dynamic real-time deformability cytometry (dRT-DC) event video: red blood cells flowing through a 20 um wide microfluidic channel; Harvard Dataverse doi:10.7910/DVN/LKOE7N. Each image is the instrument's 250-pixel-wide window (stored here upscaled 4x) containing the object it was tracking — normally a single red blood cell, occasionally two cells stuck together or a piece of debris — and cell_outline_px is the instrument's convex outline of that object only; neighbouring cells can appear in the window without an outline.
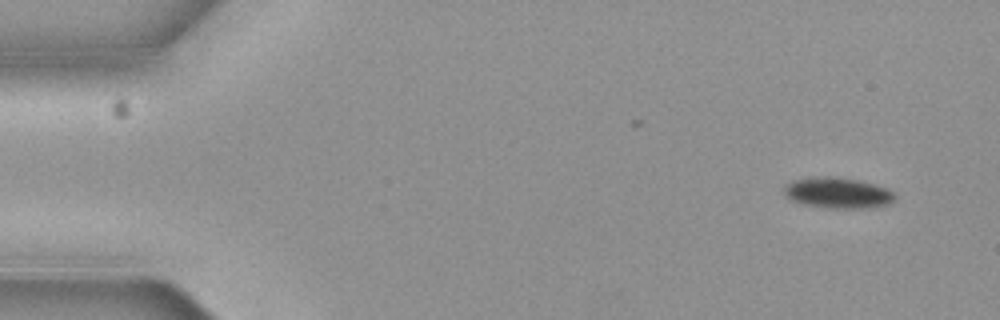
{"species": "common noctule bat (a hibernating species)", "species_latin": "Nyctalus noctula", "temperature_condition": "cold", "stored_images_in_passage": 8, "camera_frame_rate_fps": 3000, "um_per_image_px": 0.085, "animal": {"sex": "female", "body_mass_g": 19.3, "forearm_length_mm": 54.1}, "frame": {"image": 1, "passage_image": 1, "time_ms": 0.0, "image_size_px": [1000, 320], "cell_outline_px": [[896, 200], [888, 204], [868, 208], [828, 208], [804, 204], [792, 200], [784, 192], [784, 184], [792, 180], [808, 176], [836, 176], [856, 180], [872, 184], [884, 188], [892, 192], [896, 196]], "centroid_in_image_um": [71.17, 16.38], "position_along_channel_um": 13.8, "area_um2": 19.94}}
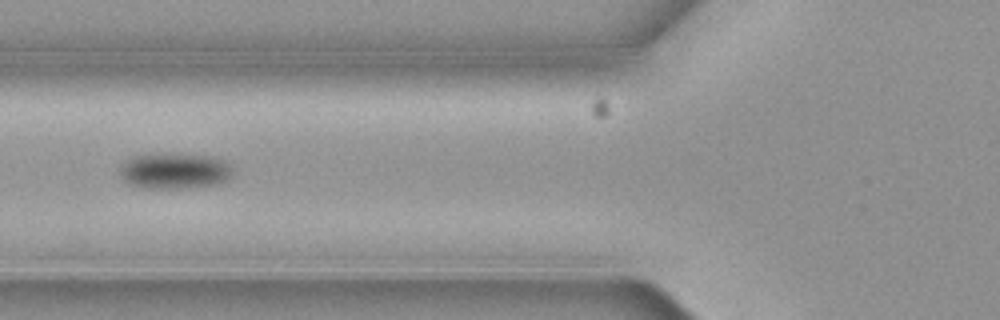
{"frame": {"image": 2, "passage_image": 6, "time_ms": 1.667, "image_size_px": [1000, 320], "cell_outline_px": [[232, 176], [228, 180], [216, 184], [180, 188], [148, 188], [132, 184], [124, 180], [120, 176], [120, 168], [128, 160], [136, 156], [212, 156], [224, 160], [228, 164], [232, 172]], "centroid_in_image_um": [14.89, 14.57], "position_along_channel_um": 110.9, "area_um2": 22.43}}
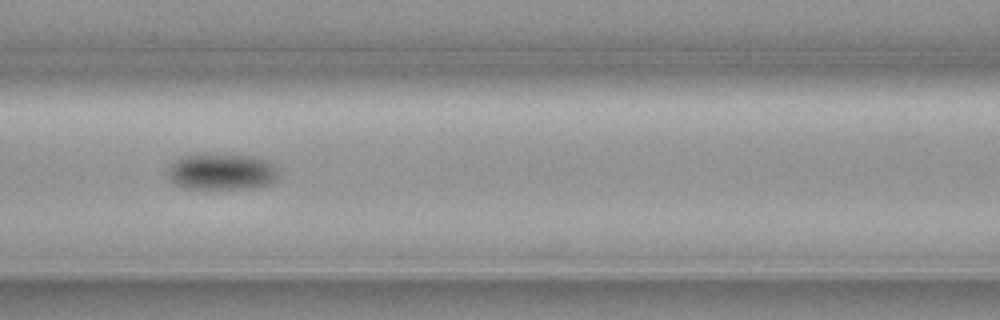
{"frame": {"image": 3, "passage_image": 7, "time_ms": 2.0, "image_size_px": [1000, 320], "cell_outline_px": [[280, 176], [272, 184], [252, 188], [184, 188], [172, 184], [168, 180], [168, 164], [184, 156], [196, 152], [216, 152], [256, 156], [272, 160], [280, 168]], "centroid_in_image_um": [18.9, 14.54], "position_along_channel_um": 147.7, "area_um2": 24.97}}